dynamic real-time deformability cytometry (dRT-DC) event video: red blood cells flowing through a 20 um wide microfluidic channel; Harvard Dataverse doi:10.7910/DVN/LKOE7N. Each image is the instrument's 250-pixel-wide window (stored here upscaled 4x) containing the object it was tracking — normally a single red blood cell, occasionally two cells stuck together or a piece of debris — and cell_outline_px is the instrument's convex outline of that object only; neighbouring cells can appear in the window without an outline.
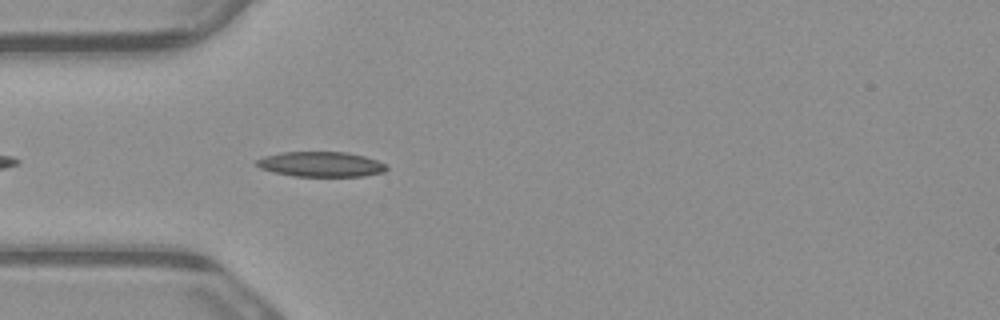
{"species": "common noctule bat (a hibernating species)", "species_latin": "Nyctalus noctula", "temperature_condition": "warm", "stored_images_in_passage": 3, "camera_frame_rate_fps": 3000, "um_per_image_px": 0.085, "animal": {"sex": "male", "body_mass_g": 23.1, "forearm_length_mm": 52.7}, "frame": {"image": 1, "passage_image": 3, "time_ms": 0.667, "image_size_px": [1000, 320], "cell_outline_px": [[388, 168], [384, 172], [364, 176], [296, 176], [276, 172], [260, 168], [252, 164], [256, 160], [264, 156], [280, 152], [348, 152], [364, 156], [376, 160], [384, 164]], "centroid_in_image_um": [27.25, 13.95], "position_along_channel_um": 57.7, "area_um2": 18.96}}